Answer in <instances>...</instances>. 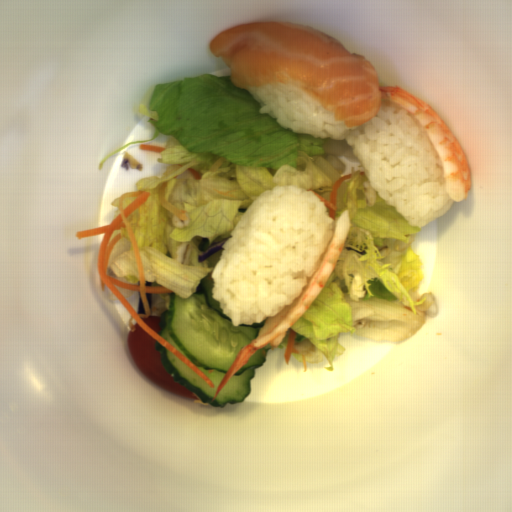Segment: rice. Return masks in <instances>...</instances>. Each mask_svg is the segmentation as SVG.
Returning a JSON list of instances; mask_svg holds the SVG:
<instances>
[{
	"label": "rice",
	"instance_id": "rice-2",
	"mask_svg": "<svg viewBox=\"0 0 512 512\" xmlns=\"http://www.w3.org/2000/svg\"><path fill=\"white\" fill-rule=\"evenodd\" d=\"M267 114L293 133L343 140L363 166L367 180L388 207L410 227L423 228L447 214L444 172L429 137L413 121L409 109L379 106L358 127H345L302 88L285 83L245 87Z\"/></svg>",
	"mask_w": 512,
	"mask_h": 512
},
{
	"label": "rice",
	"instance_id": "rice-1",
	"mask_svg": "<svg viewBox=\"0 0 512 512\" xmlns=\"http://www.w3.org/2000/svg\"><path fill=\"white\" fill-rule=\"evenodd\" d=\"M336 219L312 190L276 185L246 209L221 244L212 298L232 326H248L289 308L315 275Z\"/></svg>",
	"mask_w": 512,
	"mask_h": 512
}]
</instances>
